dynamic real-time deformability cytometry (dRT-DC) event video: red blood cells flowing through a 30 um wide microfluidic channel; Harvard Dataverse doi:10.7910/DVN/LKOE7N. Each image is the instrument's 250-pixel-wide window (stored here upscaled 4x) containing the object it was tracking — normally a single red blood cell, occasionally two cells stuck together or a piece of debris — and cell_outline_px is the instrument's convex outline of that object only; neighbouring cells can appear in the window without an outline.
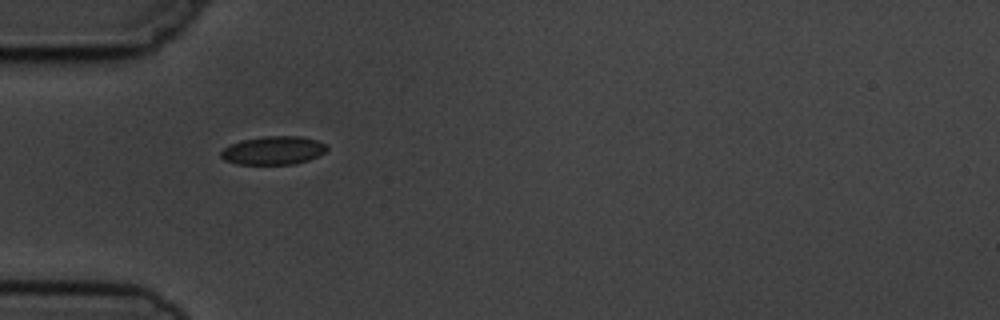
{"species": "common noctule bat (a hibernating species)", "species_latin": "Nyctalus noctula", "temperature_condition": "cold", "stored_images_in_passage": 3, "camera_frame_rate_fps": 3000, "um_per_image_px": 0.085, "animal": {"sex": "male", "body_mass_g": 19.5, "forearm_length_mm": 54.6}, "frame": {"image": 1, "passage_image": 2, "time_ms": 2.333, "image_size_px": [1000, 320], "cell_outline_px": [[328, 148], [324, 152], [308, 160], [292, 164], [236, 164], [224, 160], [220, 156], [220, 152], [224, 148], [240, 140], [264, 136], [300, 136], [316, 140], [324, 144]], "centroid_in_image_um": [23.19, 12.78], "position_along_channel_um": 61.8, "area_um2": 17.4}}
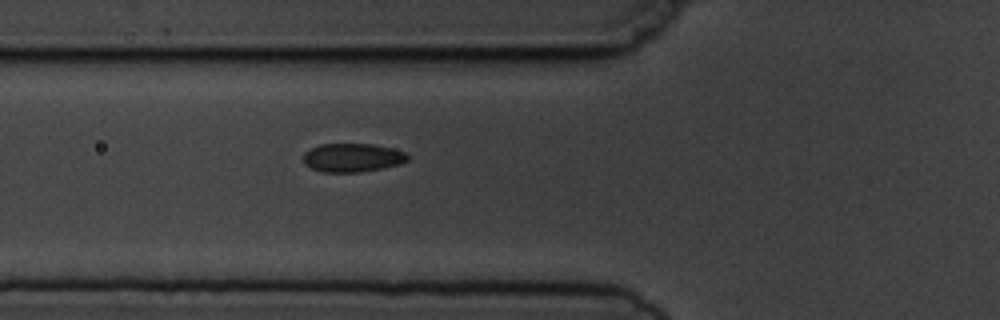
{"frame": {"image": 2, "passage_image": 3, "time_ms": 3.333, "image_size_px": [1000, 320], "cell_outline_px": [[408, 160], [400, 164], [384, 168], [360, 172], [320, 172], [304, 164], [304, 152], [320, 144], [372, 144], [408, 152]], "centroid_in_image_um": [29.97, 13.4], "position_along_channel_um": 95.8, "area_um2": 17.46}}